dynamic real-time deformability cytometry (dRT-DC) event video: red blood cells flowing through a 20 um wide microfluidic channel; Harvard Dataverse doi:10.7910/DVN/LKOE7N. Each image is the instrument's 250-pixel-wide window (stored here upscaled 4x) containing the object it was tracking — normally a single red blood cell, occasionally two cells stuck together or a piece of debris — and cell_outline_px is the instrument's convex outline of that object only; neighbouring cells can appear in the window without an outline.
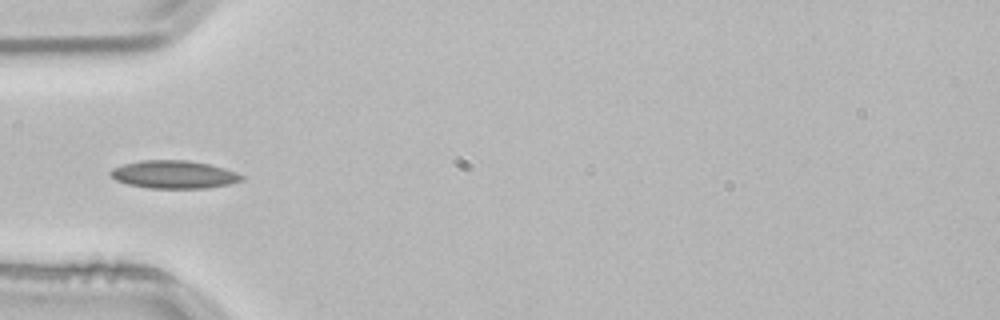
{"species": "common noctule bat (a hibernating species)", "species_latin": "Nyctalus noctula", "temperature_condition": "room temperature", "stored_images_in_passage": 37, "camera_frame_rate_fps": 3000, "um_per_image_px": 0.085, "animal": {"sex": "male", "body_mass_g": 21.5, "forearm_length_mm": 52.0}, "frame": {"image": 1, "passage_image": 1, "time_ms": 0.0, "image_size_px": [1000, 320], "cell_outline_px": [[244, 180], [228, 184], [208, 188], [148, 188], [128, 184], [116, 180], [108, 172], [112, 168], [124, 164], [140, 160], [188, 160], [208, 164], [224, 168], [236, 172], [244, 176]], "centroid_in_image_um": [14.78, 14.83], "position_along_channel_um": 70.2, "area_um2": 21.33}}
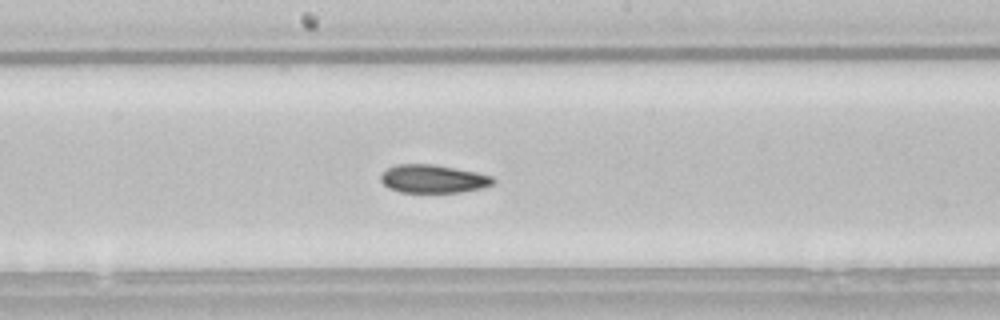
{"frame": {"image": 2, "passage_image": 12, "time_ms": 3.667, "image_size_px": [1000, 320], "cell_outline_px": [[496, 180], [492, 184], [484, 188], [460, 192], [400, 192], [388, 188], [380, 180], [380, 176], [388, 168], [396, 164], [432, 164], [476, 172], [492, 176]], "centroid_in_image_um": [36.82, 15.2], "position_along_channel_um": 211.4, "area_um2": 18.44}}
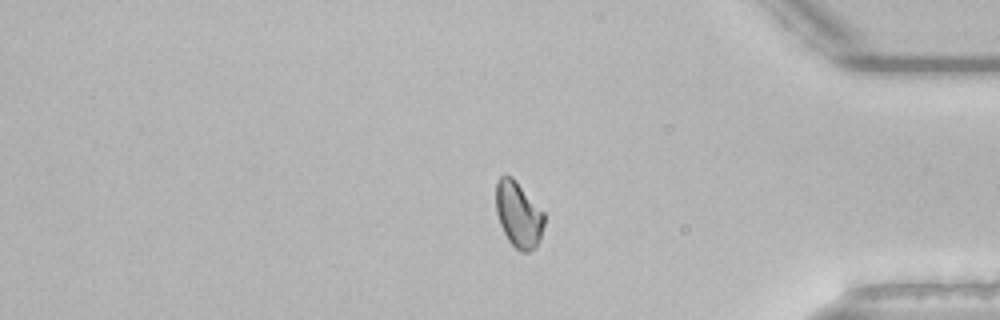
{"frame": {"image": 3, "passage_image": 28, "time_ms": 9.0, "image_size_px": [1000, 320], "cell_outline_px": [[544, 224], [540, 240], [536, 248], [528, 252], [520, 252], [508, 240], [500, 224], [496, 212], [496, 180], [500, 176], [512, 176], [544, 212]], "centroid_in_image_um": [44.07, 18.25], "position_along_channel_um": 391.1, "area_um2": 18.55}, "authors_computed_cell_mechanics": {"area_um2": 18.6694, "velocity_mm_per_s": 3.8296, "shape_relaxation_time_tau1_ms": null, "shape_relaxation_time_tau2_ms": 4.9867, "deformation_change_tau1": null, "deformation_change_tau2": 0.0933}}